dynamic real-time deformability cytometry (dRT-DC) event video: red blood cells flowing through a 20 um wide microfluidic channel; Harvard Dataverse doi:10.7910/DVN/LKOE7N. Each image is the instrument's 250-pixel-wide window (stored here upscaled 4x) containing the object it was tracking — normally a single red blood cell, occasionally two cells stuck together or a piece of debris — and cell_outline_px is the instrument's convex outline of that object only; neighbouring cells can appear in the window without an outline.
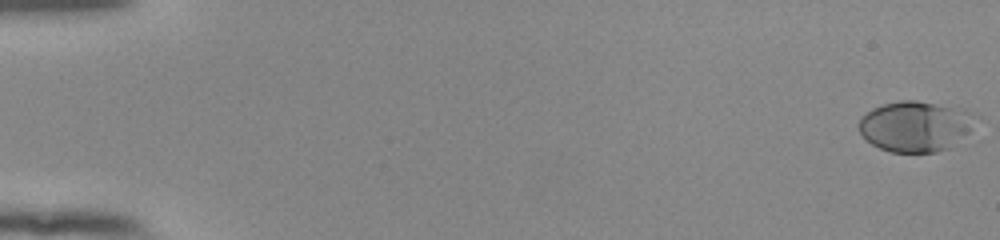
{"species": "human", "species_latin": "Homo sapiens", "temperature_condition": "room temperature", "stored_images_in_passage": 55, "camera_frame_rate_fps": 3000, "um_per_image_px": 0.085, "donor": {"sex": "female"}, "frame": {"image": 1, "passage_image": 1, "time_ms": 0.0, "image_size_px": [1000, 240], "cell_outline_px": [[980, 116], [972, 136], [952, 148], [936, 152], [892, 152], [880, 148], [872, 144], [860, 132], [860, 116], [872, 108], [884, 104], [900, 100], [916, 100], [964, 108]], "centroid_in_image_um": [77.98, 10.73], "position_along_channel_um": 7.0, "area_um2": 35.6}}
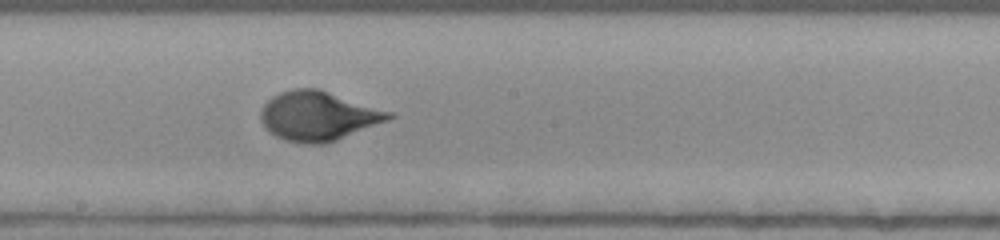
{"frame": {"image": 2, "passage_image": 32, "time_ms": 10.333, "image_size_px": [1000, 240], "cell_outline_px": [[396, 116], [388, 120], [336, 140], [324, 144], [304, 144], [288, 140], [276, 136], [264, 128], [260, 120], [260, 112], [264, 104], [272, 96], [280, 92], [292, 88], [320, 88], [396, 112]], "centroid_in_image_um": [27.08, 9.83], "position_along_channel_um": 221.1, "area_um2": 37.34}}
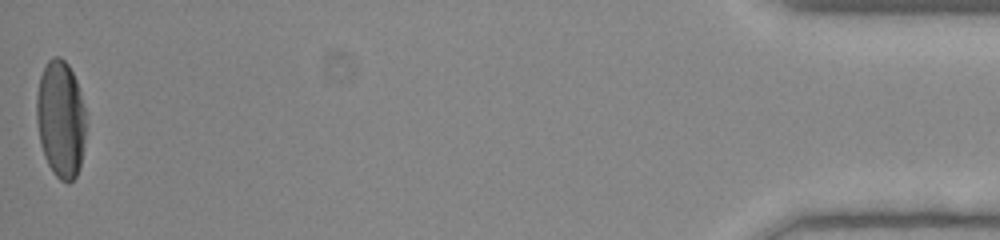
{"frame": {"image": 3, "passage_image": 55, "time_ms": 18.0, "image_size_px": [1000, 240], "cell_outline_px": [[84, 140], [80, 168], [76, 176], [68, 184], [60, 180], [52, 172], [44, 156], [40, 144], [36, 120], [36, 96], [40, 76], [48, 60], [52, 56], [60, 56], [68, 64], [76, 80], [84, 108]], "centroid_in_image_um": [5.13, 10.13], "position_along_channel_um": 430.1, "area_um2": 33.76}, "authors_computed_cell_mechanics": {"area_um2": 33.5818, "velocity_mm_per_s": 3.8576, "shape_relaxation_time_tau1_ms": 3.5058, "shape_relaxation_time_tau2_ms": null, "deformation_change_tau1": 0.2019, "deformation_change_tau2": null}}